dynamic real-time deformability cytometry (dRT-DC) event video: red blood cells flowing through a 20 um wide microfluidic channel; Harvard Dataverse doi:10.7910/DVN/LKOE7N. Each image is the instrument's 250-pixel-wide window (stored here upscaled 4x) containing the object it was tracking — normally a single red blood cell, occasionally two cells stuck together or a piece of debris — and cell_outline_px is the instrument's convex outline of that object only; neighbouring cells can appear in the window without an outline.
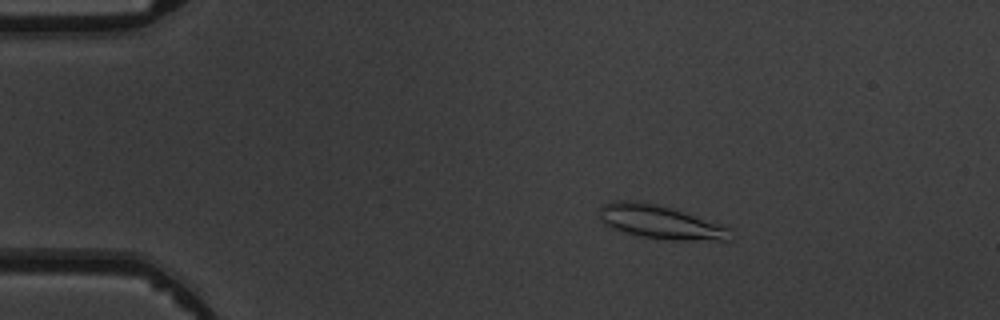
{"species": "common noctule bat (a hibernating species)", "species_latin": "Nyctalus noctula", "temperature_condition": "warm", "stored_images_in_passage": 5, "camera_frame_rate_fps": 3000, "um_per_image_px": 0.085, "animal": {"sex": "male", "body_mass_g": 19.5, "forearm_length_mm": 54.6}, "frame": {"image": 1, "passage_image": 3, "time_ms": 2.333, "image_size_px": [1000, 320], "cell_outline_px": [[732, 240], [664, 240], [640, 236], [624, 232], [612, 228], [604, 224], [600, 220], [600, 208], [604, 204], [612, 200], [636, 200], [656, 204], [672, 208], [720, 224], [728, 228]], "centroid_in_image_um": [56.07, 18.87], "position_along_channel_um": 28.9, "area_um2": 25.61}}
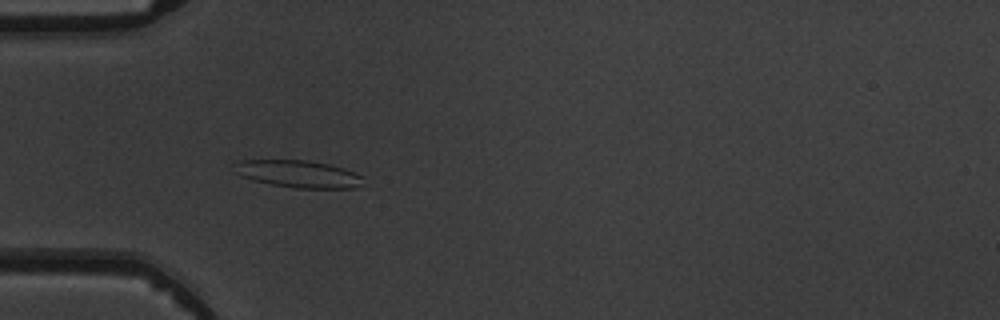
{"frame": {"image": 2, "passage_image": 5, "time_ms": 4.667, "image_size_px": [1000, 320], "cell_outline_px": [[364, 176], [360, 184], [356, 188], [296, 188], [272, 184], [252, 180], [240, 176], [236, 172], [232, 164], [240, 160], [308, 160], [328, 164], [344, 168]], "centroid_in_image_um": [25.34, 14.78], "position_along_channel_um": 59.7, "area_um2": 20.52}}